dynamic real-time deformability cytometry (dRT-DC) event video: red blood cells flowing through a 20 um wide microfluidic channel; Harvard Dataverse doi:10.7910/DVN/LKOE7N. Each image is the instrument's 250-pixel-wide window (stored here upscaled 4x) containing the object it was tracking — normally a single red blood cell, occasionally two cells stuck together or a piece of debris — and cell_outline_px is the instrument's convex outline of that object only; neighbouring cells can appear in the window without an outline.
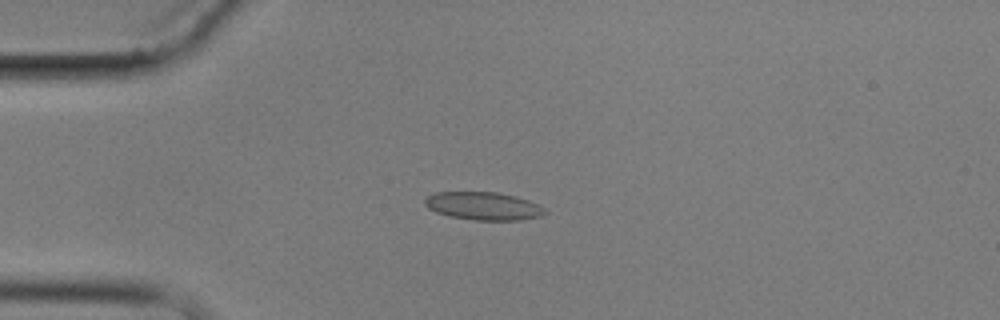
{"species": "common noctule bat (a hibernating species)", "species_latin": "Nyctalus noctula", "temperature_condition": "cold", "stored_images_in_passage": 10, "camera_frame_rate_fps": 3000, "um_per_image_px": 0.085, "animal": {"sex": "male", "body_mass_g": 17.9}, "frame": {"image": 1, "passage_image": 4, "time_ms": 4.333, "image_size_px": [1000, 320], "cell_outline_px": [[548, 212], [540, 216], [520, 220], [472, 220], [448, 216], [436, 212], [428, 208], [424, 204], [424, 200], [428, 196], [436, 192], [496, 192], [516, 196], [528, 200], [544, 208]], "centroid_in_image_um": [41.07, 17.51], "position_along_channel_um": 43.9, "area_um2": 19.59}}
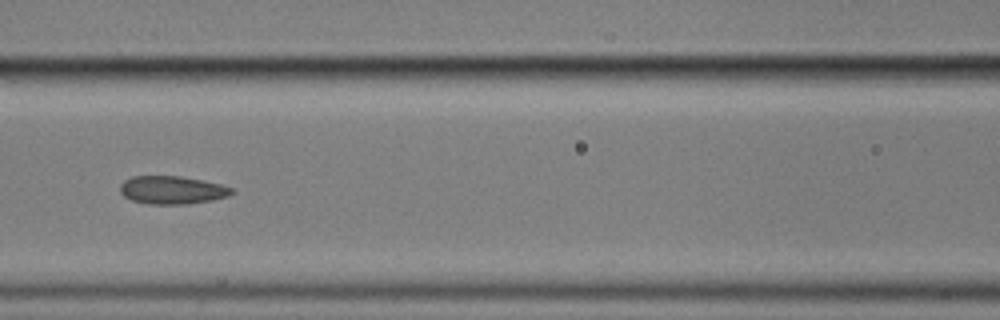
{"frame": {"image": 2, "passage_image": 7, "time_ms": 8.0, "image_size_px": [1000, 320], "cell_outline_px": [[236, 192], [228, 196], [212, 200], [188, 204], [148, 204], [132, 200], [124, 196], [120, 192], [120, 184], [124, 180], [132, 176], [180, 176], [220, 184], [232, 188]], "centroid_in_image_um": [14.62, 16.15], "position_along_channel_um": 152.0, "area_um2": 18.26}}
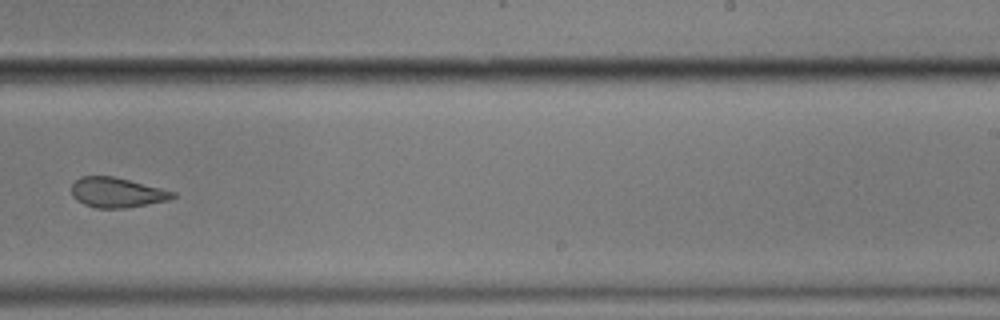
{"frame": {"image": 3, "passage_image": 10, "time_ms": 11.667, "image_size_px": [1000, 320], "cell_outline_px": [[176, 196], [168, 200], [148, 204], [124, 208], [96, 208], [84, 204], [76, 200], [72, 196], [72, 184], [80, 176], [112, 176], [176, 192]], "centroid_in_image_um": [9.91, 16.37], "position_along_channel_um": 279.1, "area_um2": 17.51}}